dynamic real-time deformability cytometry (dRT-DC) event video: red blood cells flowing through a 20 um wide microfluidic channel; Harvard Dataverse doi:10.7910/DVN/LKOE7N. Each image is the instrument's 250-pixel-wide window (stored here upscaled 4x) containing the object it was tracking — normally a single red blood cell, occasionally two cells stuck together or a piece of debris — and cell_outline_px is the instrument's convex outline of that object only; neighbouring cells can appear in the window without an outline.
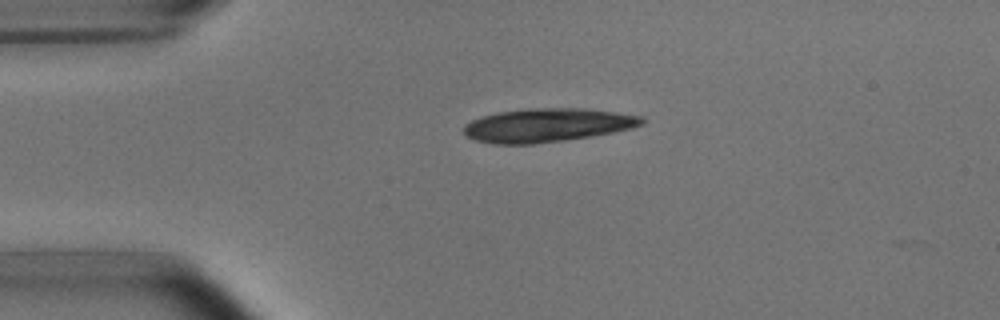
{"species": "common noctule bat (a hibernating species)", "species_latin": "Nyctalus noctula", "temperature_condition": "room temperature", "stored_images_in_passage": 2, "camera_frame_rate_fps": 3000, "um_per_image_px": 0.085, "animal": {"sex": "male", "body_mass_g": 15.6}, "frame": {"image": 1, "passage_image": 1, "time_ms": 0.0, "image_size_px": [1000, 320], "cell_outline_px": [[648, 120], [644, 124], [632, 128], [592, 136], [564, 140], [532, 144], [492, 144], [476, 140], [464, 136], [464, 124], [472, 120], [484, 116], [500, 112], [532, 108], [580, 108], [616, 112], [644, 116]], "centroid_in_image_um": [46.55, 10.64], "position_along_channel_um": 38.4, "area_um2": 34.91}}